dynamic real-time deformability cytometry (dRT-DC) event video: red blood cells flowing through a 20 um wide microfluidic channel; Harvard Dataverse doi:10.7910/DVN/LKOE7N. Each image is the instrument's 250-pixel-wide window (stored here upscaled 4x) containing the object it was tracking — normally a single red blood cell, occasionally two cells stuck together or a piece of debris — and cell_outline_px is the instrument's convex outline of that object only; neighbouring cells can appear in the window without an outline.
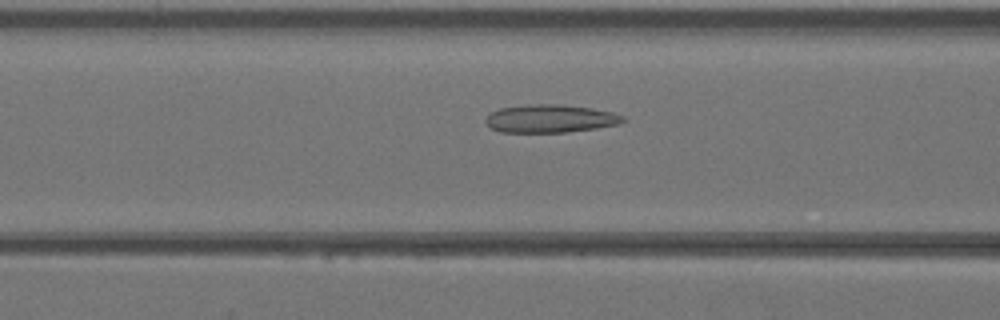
{"species": "Egyptian fruit bat (a non-hibernating species)", "species_latin": "Rousettus aegyptiacus", "temperature_condition": "warm", "stored_images_in_passage": 36, "camera_frame_rate_fps": 3000, "um_per_image_px": 0.085, "animal": {"sex": "female"}, "frame": {"image": 1, "passage_image": 11, "time_ms": 3.333, "image_size_px": [1000, 320], "cell_outline_px": [[628, 120], [616, 124], [596, 128], [564, 132], [500, 132], [492, 128], [484, 120], [492, 112], [500, 108], [532, 104], [560, 104], [592, 108], [612, 112], [624, 116]], "centroid_in_image_um": [46.79, 10.08], "position_along_channel_um": 119.8, "area_um2": 22.25}}
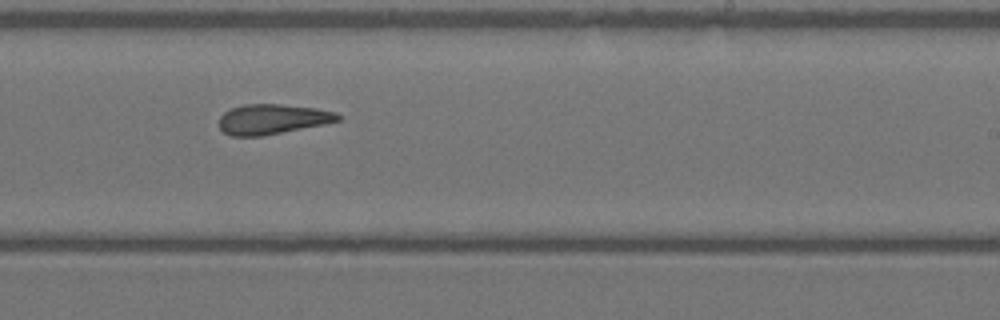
{"frame": {"image": 2, "passage_image": 20, "time_ms": 6.333, "image_size_px": [1000, 320], "cell_outline_px": [[340, 120], [324, 124], [260, 136], [232, 136], [224, 132], [220, 128], [220, 116], [224, 112], [232, 108], [244, 104], [280, 104], [316, 108], [336, 112], [340, 116]], "centroid_in_image_um": [23.14, 10.12], "position_along_channel_um": 265.9, "area_um2": 20.58}}
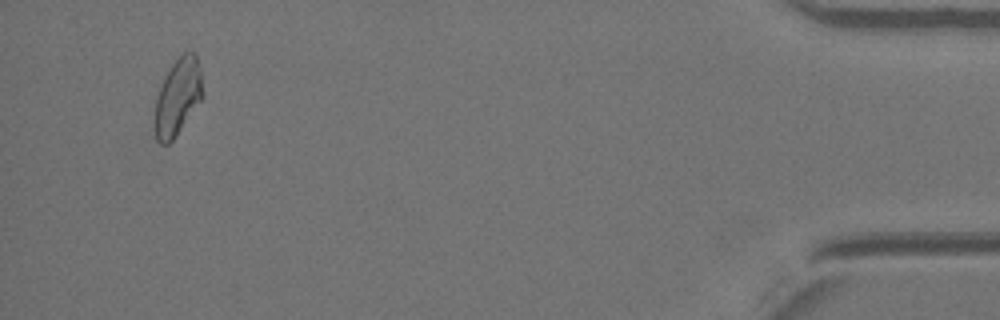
{"frame": {"image": 3, "passage_image": 34, "time_ms": 11.0, "image_size_px": [1000, 320], "cell_outline_px": [[204, 96], [176, 136], [168, 144], [160, 144], [156, 140], [152, 124], [152, 120], [156, 96], [164, 76], [172, 64], [184, 52], [196, 52], [204, 92]], "centroid_in_image_um": [15.07, 8.28], "position_along_channel_um": 420.1, "area_um2": 21.96}}